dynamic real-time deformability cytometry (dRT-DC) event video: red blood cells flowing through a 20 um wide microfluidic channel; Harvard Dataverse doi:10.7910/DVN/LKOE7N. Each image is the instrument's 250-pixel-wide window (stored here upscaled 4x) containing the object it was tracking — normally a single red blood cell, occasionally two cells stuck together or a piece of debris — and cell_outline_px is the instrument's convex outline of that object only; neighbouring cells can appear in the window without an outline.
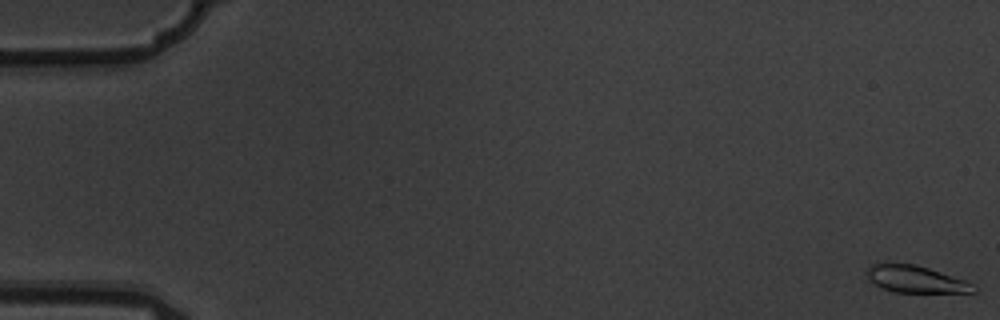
{"species": "common noctule bat (a hibernating species)", "species_latin": "Nyctalus noctula", "temperature_condition": "warm", "stored_images_in_passage": 5, "camera_frame_rate_fps": 3000, "um_per_image_px": 0.085, "animal": {"sex": "male", "body_mass_g": 19.5, "forearm_length_mm": 54.6}, "frame": {"image": 1, "passage_image": 1, "time_ms": 0.0, "image_size_px": [1000, 320], "cell_outline_px": [[976, 292], [892, 292], [868, 280], [868, 264], [888, 260], [916, 264], [964, 280], [972, 284], [976, 288]], "centroid_in_image_um": [77.74, 23.68], "position_along_channel_um": 7.3, "area_um2": 17.05}}